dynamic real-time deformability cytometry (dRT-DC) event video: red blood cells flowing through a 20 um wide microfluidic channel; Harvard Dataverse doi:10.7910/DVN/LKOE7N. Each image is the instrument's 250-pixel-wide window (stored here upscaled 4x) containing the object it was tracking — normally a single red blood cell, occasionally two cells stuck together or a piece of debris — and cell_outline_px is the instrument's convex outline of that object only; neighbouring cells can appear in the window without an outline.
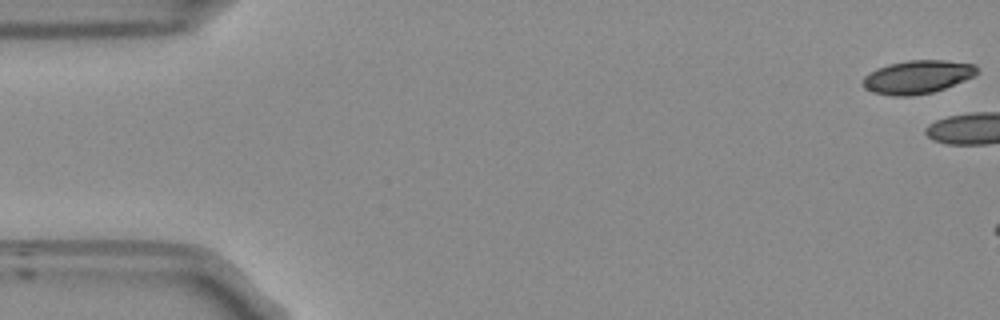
{"species": "Egyptian fruit bat (a non-hibernating species)", "species_latin": "Rousettus aegyptiacus", "temperature_condition": "room temperature", "stored_images_in_passage": 5, "camera_frame_rate_fps": 3000, "um_per_image_px": 0.085, "frame": {"image": 1, "passage_image": 1, "time_ms": 0.0, "image_size_px": [1000, 320], "cell_outline_px": [[980, 72], [964, 80], [944, 88], [932, 92], [912, 96], [892, 96], [872, 92], [864, 88], [860, 84], [864, 76], [876, 68], [888, 64], [908, 60], [944, 60], [976, 64], [980, 68]], "centroid_in_image_um": [77.96, 6.53], "position_along_channel_um": 7.0, "area_um2": 22.37}}